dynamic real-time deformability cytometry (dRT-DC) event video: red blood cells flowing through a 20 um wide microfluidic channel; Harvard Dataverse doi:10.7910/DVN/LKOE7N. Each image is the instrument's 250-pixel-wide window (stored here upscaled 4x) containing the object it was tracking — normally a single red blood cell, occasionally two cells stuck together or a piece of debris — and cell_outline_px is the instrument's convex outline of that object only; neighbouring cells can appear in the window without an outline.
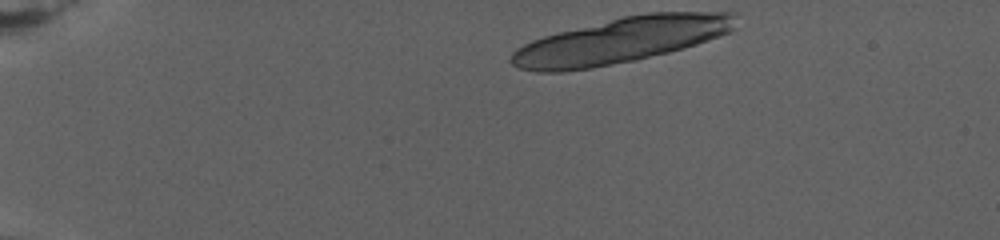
{"species": "human", "species_latin": "Homo sapiens", "temperature_condition": "warm", "stored_images_in_passage": 19, "camera_frame_rate_fps": 3000, "um_per_image_px": 0.085, "donor": {"sex": "female"}, "frame": {"image": 1, "passage_image": 1, "time_ms": 0.0, "image_size_px": [1000, 240], "cell_outline_px": [[740, 12], [736, 28], [720, 36], [684, 48], [636, 60], [592, 68], [564, 72], [536, 72], [520, 68], [512, 64], [508, 60], [512, 52], [516, 48], [532, 40], [544, 36], [624, 16], [648, 12]], "centroid_in_image_um": [52.82, 3.43], "position_along_channel_um": 32.2, "area_um2": 59.82}}